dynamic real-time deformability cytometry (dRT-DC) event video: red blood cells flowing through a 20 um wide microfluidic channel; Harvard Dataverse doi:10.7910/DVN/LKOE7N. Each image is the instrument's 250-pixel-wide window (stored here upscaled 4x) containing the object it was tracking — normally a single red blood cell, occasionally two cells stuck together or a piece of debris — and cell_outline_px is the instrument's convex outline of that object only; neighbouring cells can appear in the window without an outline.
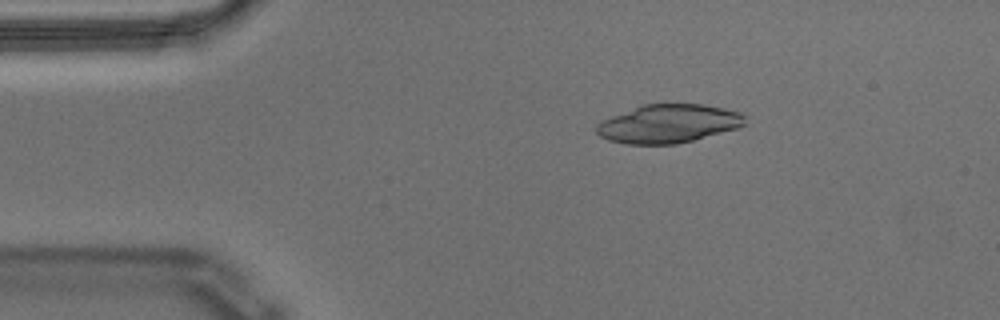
{"species": "Egyptian fruit bat (a non-hibernating species)", "species_latin": "Rousettus aegyptiacus", "temperature_condition": "warm", "stored_images_in_passage": 49, "camera_frame_rate_fps": 3000, "um_per_image_px": 0.085, "animal": {"sex": "male"}, "frame": {"image": 1, "passage_image": 3, "time_ms": 0.667, "image_size_px": [1000, 320], "cell_outline_px": [[744, 124], [736, 128], [692, 140], [676, 144], [624, 144], [608, 140], [600, 136], [596, 132], [596, 124], [600, 120], [644, 104], [704, 104], [724, 108], [740, 112], [744, 116]], "centroid_in_image_um": [56.76, 10.51], "position_along_channel_um": 28.2, "area_um2": 33.12}}